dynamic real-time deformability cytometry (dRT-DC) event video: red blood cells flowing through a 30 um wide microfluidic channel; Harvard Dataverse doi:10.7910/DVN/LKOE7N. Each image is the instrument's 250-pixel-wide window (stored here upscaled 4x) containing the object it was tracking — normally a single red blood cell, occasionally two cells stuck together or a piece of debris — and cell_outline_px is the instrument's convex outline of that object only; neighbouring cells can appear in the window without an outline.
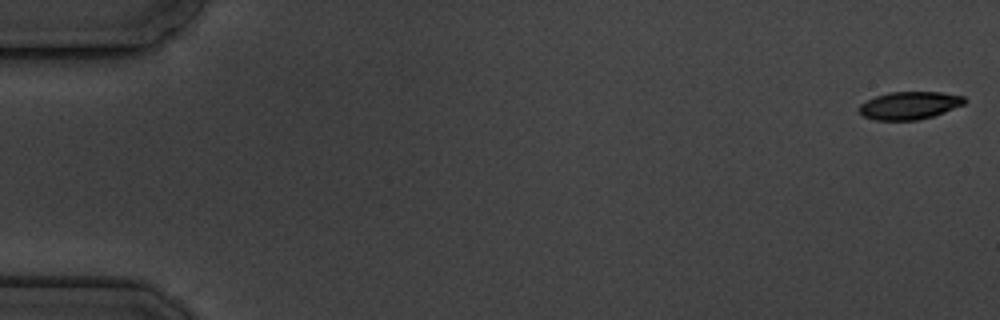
{"species": "common noctule bat (a hibernating species)", "species_latin": "Nyctalus noctula", "temperature_condition": "cold", "stored_images_in_passage": 3, "camera_frame_rate_fps": 3000, "um_per_image_px": 0.085, "animal": {"sex": "male", "body_mass_g": 19.5, "forearm_length_mm": 54.6}, "frame": {"image": 1, "passage_image": 1, "time_ms": 0.0, "image_size_px": [1000, 320], "cell_outline_px": [[968, 100], [964, 104], [944, 112], [932, 116], [916, 120], [876, 120], [864, 116], [860, 112], [860, 104], [876, 96], [888, 92], [940, 92], [964, 96]], "centroid_in_image_um": [77.33, 8.95], "position_along_channel_um": 7.7, "area_um2": 16.88}}